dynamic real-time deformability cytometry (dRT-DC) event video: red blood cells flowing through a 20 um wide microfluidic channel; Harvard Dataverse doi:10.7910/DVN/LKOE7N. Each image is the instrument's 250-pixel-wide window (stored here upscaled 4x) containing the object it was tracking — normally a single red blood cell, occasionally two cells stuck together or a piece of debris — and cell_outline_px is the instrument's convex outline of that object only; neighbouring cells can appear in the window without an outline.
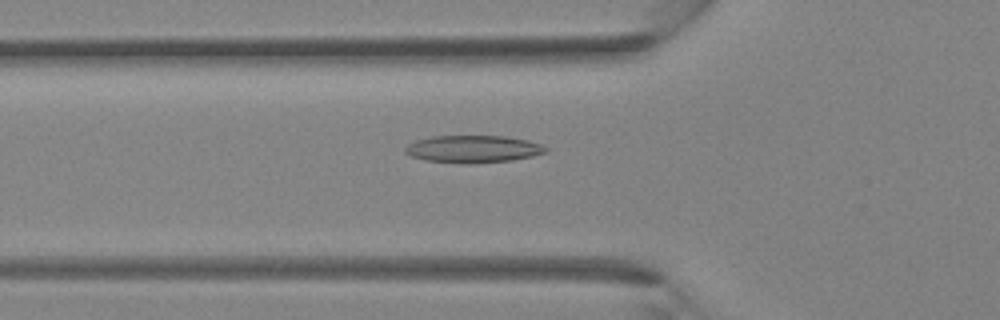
{"species": "Egyptian fruit bat (a non-hibernating species)", "species_latin": "Rousettus aegyptiacus", "temperature_condition": "room temperature", "stored_images_in_passage": 35, "camera_frame_rate_fps": 3000, "um_per_image_px": 0.085, "animal": {"sex": "female"}, "frame": {"image": 1, "passage_image": 9, "time_ms": 2.667, "image_size_px": [1000, 320], "cell_outline_px": [[548, 152], [532, 156], [512, 160], [472, 164], [468, 164], [424, 160], [412, 156], [404, 152], [404, 148], [408, 144], [416, 140], [432, 136], [508, 136], [528, 140], [540, 144], [548, 148]], "centroid_in_image_um": [40.22, 12.67], "position_along_channel_um": 85.6, "area_um2": 22.54}}
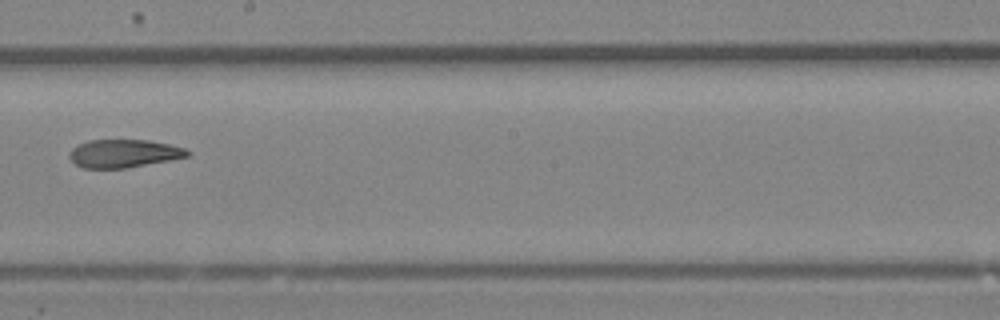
{"frame": {"image": 2, "passage_image": 18, "time_ms": 5.667, "image_size_px": [1000, 320], "cell_outline_px": [[192, 156], [128, 168], [84, 168], [76, 164], [68, 156], [72, 148], [88, 140], [148, 140], [168, 144], [184, 148], [192, 152]], "centroid_in_image_um": [10.57, 13.05], "position_along_channel_um": 237.6, "area_um2": 19.36}}
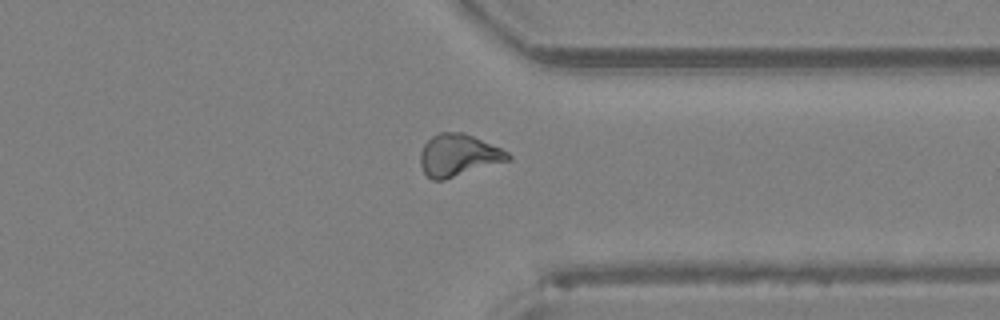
{"frame": {"image": 3, "passage_image": 26, "time_ms": 8.333, "image_size_px": [1000, 320], "cell_outline_px": [[512, 160], [444, 180], [432, 180], [424, 172], [420, 164], [420, 152], [424, 144], [432, 136], [440, 132], [464, 132], [500, 148], [508, 152], [512, 156]], "centroid_in_image_um": [38.97, 13.2], "position_along_channel_um": 372.4, "area_um2": 21.62}}